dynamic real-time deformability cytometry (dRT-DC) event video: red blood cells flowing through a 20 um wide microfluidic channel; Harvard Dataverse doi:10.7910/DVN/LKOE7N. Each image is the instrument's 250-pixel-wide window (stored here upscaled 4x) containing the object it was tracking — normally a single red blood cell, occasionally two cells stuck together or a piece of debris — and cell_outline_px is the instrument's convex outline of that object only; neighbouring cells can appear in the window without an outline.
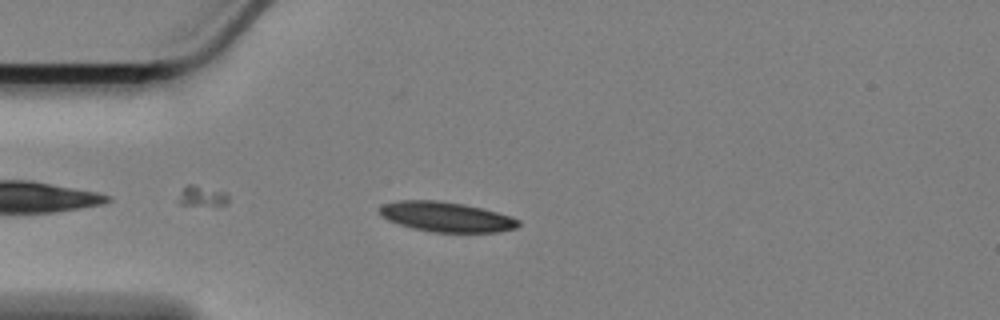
{"species": "Egyptian fruit bat (a non-hibernating species)", "species_latin": "Rousettus aegyptiacus", "temperature_condition": "cold", "stored_images_in_passage": 28, "camera_frame_rate_fps": 3000, "um_per_image_px": 0.085, "animal": {"sex": "female"}, "frame": {"image": 1, "passage_image": 3, "time_ms": 0.667, "image_size_px": [1000, 320], "cell_outline_px": [[520, 224], [516, 228], [496, 232], [432, 232], [412, 228], [388, 220], [380, 212], [380, 204], [400, 200], [436, 200], [464, 204], [512, 216], [520, 220]], "centroid_in_image_um": [37.94, 18.43], "position_along_channel_um": 47.1, "area_um2": 24.1}}
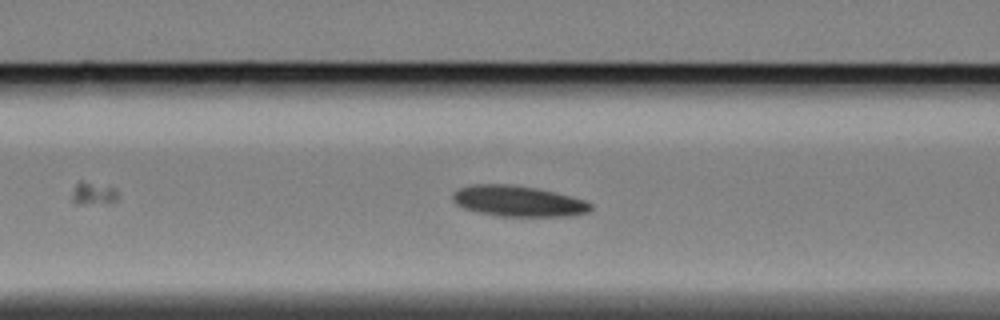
{"frame": {"image": 2, "passage_image": 11, "time_ms": 3.333, "image_size_px": [1000, 320], "cell_outline_px": [[592, 208], [588, 212], [572, 216], [496, 216], [476, 212], [464, 208], [456, 204], [452, 200], [452, 192], [460, 188], [476, 184], [508, 184], [536, 188], [584, 200], [592, 204]], "centroid_in_image_um": [44.0, 17.11], "position_along_channel_um": 122.6, "area_um2": 24.68}}
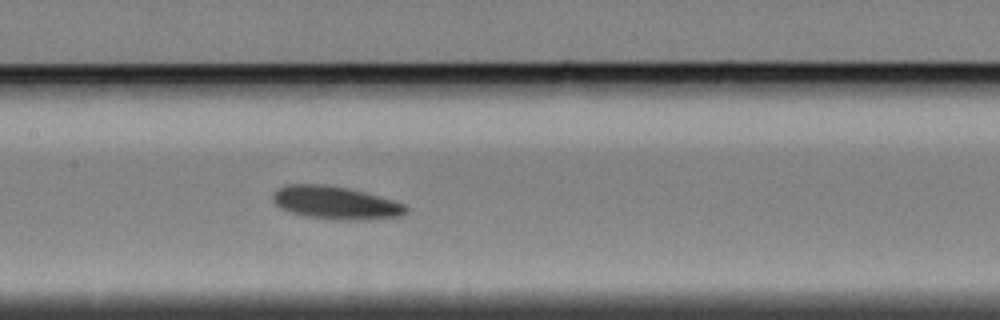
{"frame": {"image": 3, "passage_image": 16, "time_ms": 5.0, "image_size_px": [1000, 320], "cell_outline_px": [[408, 212], [400, 216], [368, 220], [332, 220], [304, 216], [288, 212], [280, 208], [272, 200], [272, 196], [280, 188], [288, 184], [324, 184], [348, 188], [364, 192], [392, 200], [404, 204], [408, 208]], "centroid_in_image_um": [28.52, 17.25], "position_along_channel_um": 178.9, "area_um2": 25.72}}